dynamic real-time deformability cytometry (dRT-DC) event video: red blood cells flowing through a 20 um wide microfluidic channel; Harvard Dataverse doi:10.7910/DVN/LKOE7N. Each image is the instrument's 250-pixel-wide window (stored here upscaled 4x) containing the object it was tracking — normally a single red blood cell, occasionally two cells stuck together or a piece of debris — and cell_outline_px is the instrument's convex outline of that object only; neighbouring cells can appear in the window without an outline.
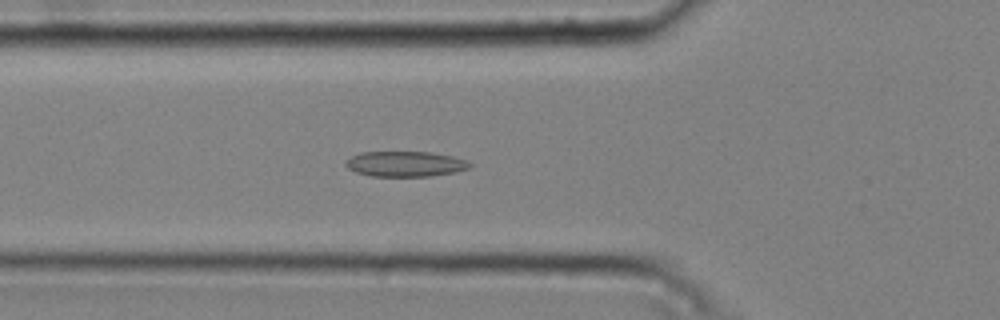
{"species": "common noctule bat (a hibernating species)", "species_latin": "Nyctalus noctula", "temperature_condition": "cold", "stored_images_in_passage": 45, "camera_frame_rate_fps": 3000, "um_per_image_px": 0.085, "animal": {"sex": "male", "body_mass_g": 20.4}, "frame": {"image": 1, "passage_image": 13, "time_ms": 4.0, "image_size_px": [1000, 320], "cell_outline_px": [[472, 164], [468, 168], [456, 172], [432, 176], [372, 176], [356, 172], [348, 168], [344, 164], [352, 156], [360, 152], [432, 152], [452, 156], [468, 160]], "centroid_in_image_um": [34.48, 13.93], "position_along_channel_um": 91.3, "area_um2": 18.32}}
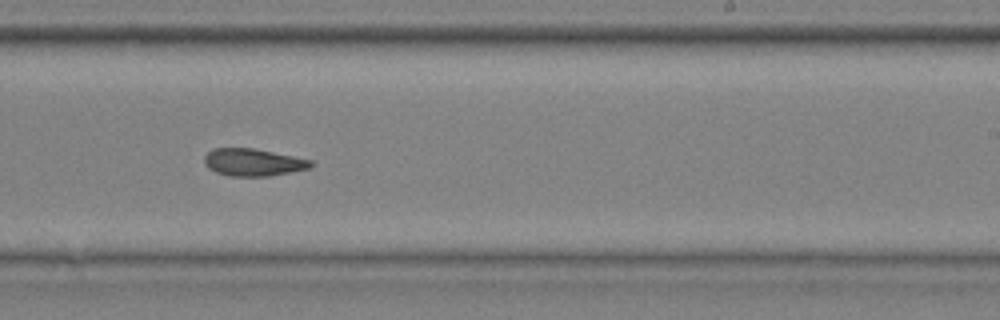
{"frame": {"image": 2, "passage_image": 27, "time_ms": 8.667, "image_size_px": [1000, 320], "cell_outline_px": [[316, 164], [312, 168], [268, 176], [228, 176], [216, 172], [208, 168], [204, 164], [204, 156], [212, 148], [252, 148], [312, 160]], "centroid_in_image_um": [21.52, 13.8], "position_along_channel_um": 267.5, "area_um2": 17.05}}
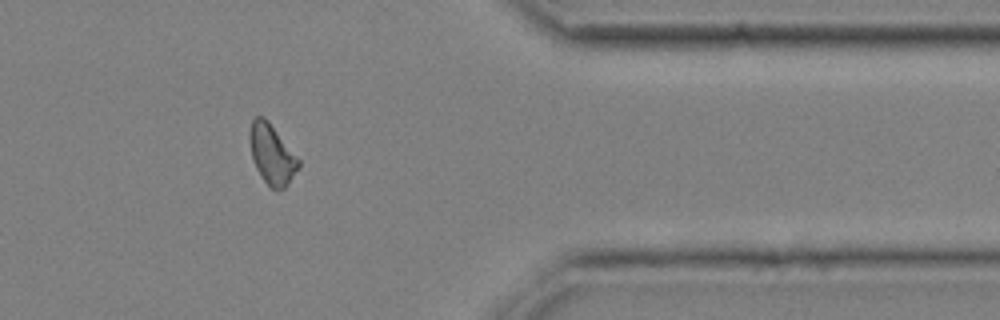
{"frame": {"image": 3, "passage_image": 38, "time_ms": 12.333, "image_size_px": [1000, 320], "cell_outline_px": [[300, 164], [288, 184], [284, 188], [272, 188], [260, 176], [256, 168], [252, 156], [248, 140], [248, 132], [252, 120], [256, 116], [264, 116], [268, 120], [300, 160]], "centroid_in_image_um": [23.08, 13.07], "position_along_channel_um": 388.3, "area_um2": 16.94}, "authors_computed_cell_mechanics": {"area_um2": 17.3978, "velocity_mm_per_s": 3.7755, "shape_relaxation_time_tau1_ms": 10.3976, "shape_relaxation_time_tau2_ms": 3.663, "deformation_change_tau1": 0.187, "deformation_change_tau2": 0.1129}}